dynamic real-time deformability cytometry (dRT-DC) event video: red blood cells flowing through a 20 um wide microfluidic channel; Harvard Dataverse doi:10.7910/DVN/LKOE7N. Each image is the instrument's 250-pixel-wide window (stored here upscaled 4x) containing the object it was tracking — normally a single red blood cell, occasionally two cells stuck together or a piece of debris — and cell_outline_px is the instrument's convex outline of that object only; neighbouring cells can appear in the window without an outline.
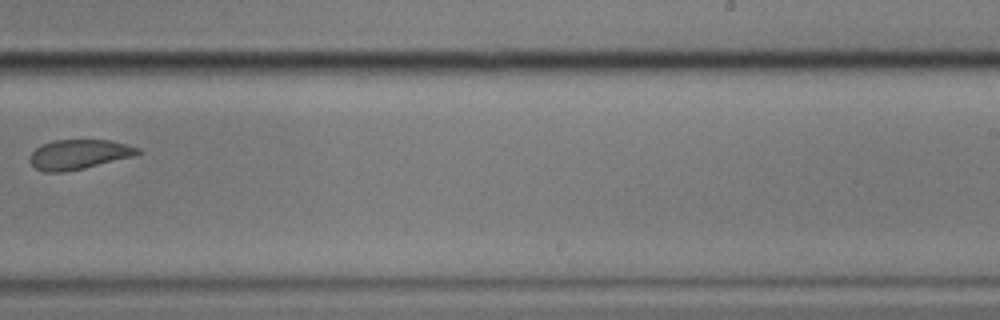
{"species": "common noctule bat (a hibernating species)", "species_latin": "Nyctalus noctula", "temperature_condition": "cold", "stored_images_in_passage": 11, "camera_frame_rate_fps": 3000, "um_per_image_px": 0.085, "animal": {"sex": "male", "body_mass_g": 17.9}, "frame": {"image": 1, "passage_image": 10, "time_ms": 11.667, "image_size_px": [1000, 320], "cell_outline_px": [[144, 152], [136, 156], [84, 168], [64, 172], [44, 172], [36, 168], [28, 160], [28, 156], [40, 144], [52, 140], [112, 140], [140, 148]], "centroid_in_image_um": [6.72, 13.12], "position_along_channel_um": 282.3, "area_um2": 19.02}}
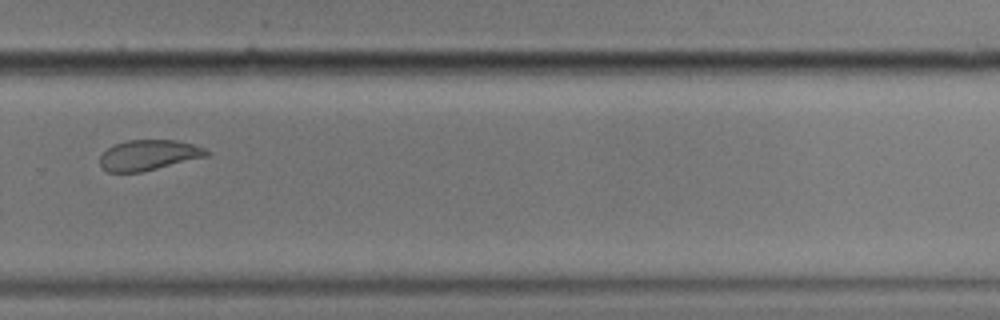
{"frame": {"image": 2, "passage_image": 11, "time_ms": 12.667, "image_size_px": [1000, 320], "cell_outline_px": [[212, 152], [208, 156], [140, 172], [108, 172], [100, 164], [100, 156], [108, 148], [116, 144], [128, 140], [176, 140], [192, 144], [204, 148]], "centroid_in_image_um": [12.66, 13.18], "position_along_channel_um": 317.1, "area_um2": 18.67}}